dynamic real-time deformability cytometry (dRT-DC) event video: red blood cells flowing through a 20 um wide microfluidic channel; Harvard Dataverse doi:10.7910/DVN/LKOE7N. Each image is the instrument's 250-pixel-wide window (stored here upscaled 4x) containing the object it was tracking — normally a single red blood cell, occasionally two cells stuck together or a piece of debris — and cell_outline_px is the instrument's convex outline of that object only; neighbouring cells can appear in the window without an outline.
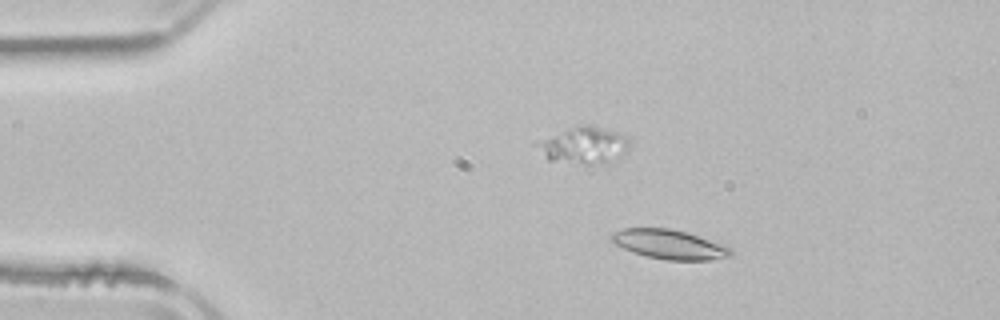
{"species": "common noctule bat (a hibernating species)", "species_latin": "Nyctalus noctula", "temperature_condition": "room temperature", "stored_images_in_passage": 51, "camera_frame_rate_fps": 3000, "um_per_image_px": 0.085, "animal": {"sex": "male", "body_mass_g": 21.5, "forearm_length_mm": 52.0}, "frame": {"image": 1, "passage_image": 8, "time_ms": 2.333, "image_size_px": [1000, 320], "cell_outline_px": [[732, 256], [708, 260], [664, 260], [632, 252], [608, 240], [608, 236], [612, 232], [624, 228], [668, 228], [688, 232], [732, 248]], "centroid_in_image_um": [56.86, 20.76], "position_along_channel_um": 28.1, "area_um2": 20.52}}
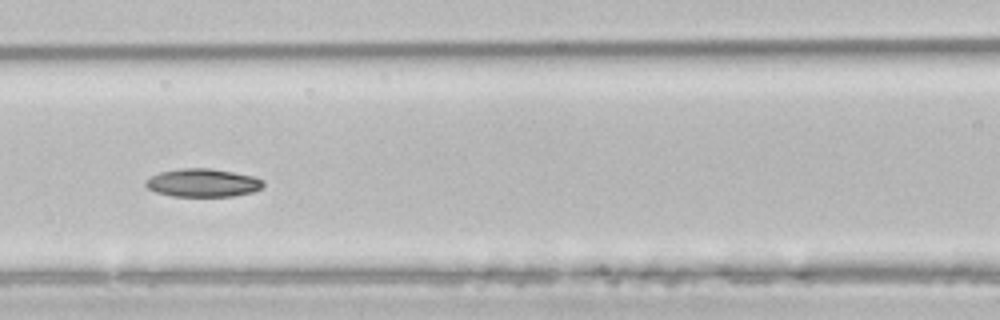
{"frame": {"image": 2, "passage_image": 22, "time_ms": 7.0, "image_size_px": [1000, 320], "cell_outline_px": [[264, 184], [260, 188], [252, 192], [232, 196], [172, 196], [156, 192], [148, 188], [144, 184], [144, 180], [160, 172], [180, 168], [208, 168], [232, 172], [252, 176], [264, 180]], "centroid_in_image_um": [17.21, 15.54], "position_along_channel_um": 149.4, "area_um2": 19.19}}
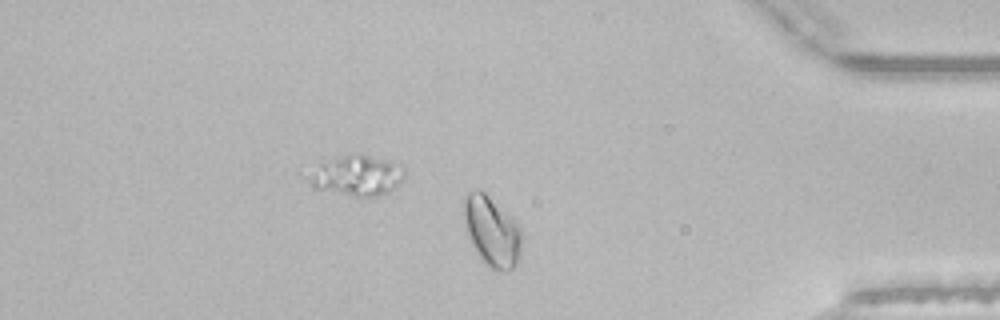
{"frame": {"image": 3, "passage_image": 43, "time_ms": 14.0, "image_size_px": [1000, 320], "cell_outline_px": [[524, 236], [520, 256], [516, 264], [512, 268], [504, 272], [496, 272], [488, 268], [480, 260], [468, 240], [464, 220], [464, 200], [468, 192], [476, 188], [480, 188], [520, 228]], "centroid_in_image_um": [41.79, 19.74], "position_along_channel_um": 393.4, "area_um2": 23.93}, "authors_computed_cell_mechanics": {"area_um2": 20.23, "velocity_mm_per_s": 3.8911, "shape_relaxation_time_tau1_ms": 3.9347, "shape_relaxation_time_tau2_ms": 5.5926, "deformation_change_tau1": 0.1188, "deformation_change_tau2": 0.0865}}